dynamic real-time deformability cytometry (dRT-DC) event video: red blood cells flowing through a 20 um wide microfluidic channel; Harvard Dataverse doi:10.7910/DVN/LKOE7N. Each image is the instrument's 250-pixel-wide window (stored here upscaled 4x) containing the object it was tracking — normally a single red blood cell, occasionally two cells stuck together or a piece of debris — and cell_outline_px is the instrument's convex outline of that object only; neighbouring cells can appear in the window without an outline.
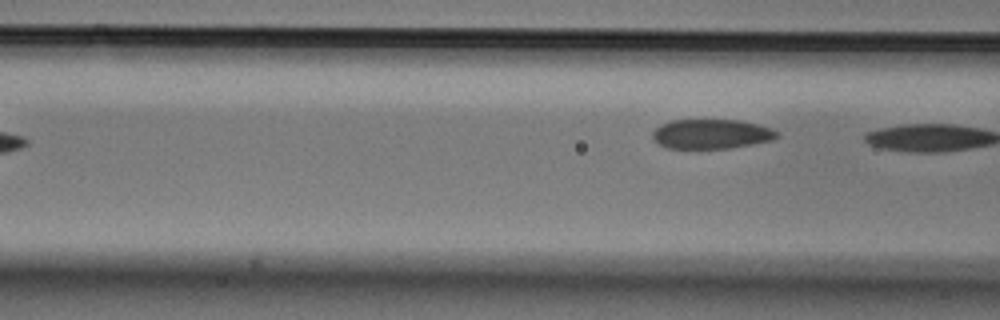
{"species": "Egyptian fruit bat (a non-hibernating species)", "species_latin": "Rousettus aegyptiacus", "temperature_condition": "cold", "stored_images_in_passage": 5, "segment_of_instrument_passage": [2, 2], "camera_frame_rate_fps": 3000, "um_per_image_px": 0.085, "animal": {"sex": "male"}, "frame": {"image": 1, "passage_image": 5, "time_ms": 1.333, "image_size_px": [1000, 320], "cell_outline_px": [[780, 136], [772, 140], [752, 144], [728, 148], [664, 148], [652, 140], [652, 132], [660, 124], [672, 120], [740, 120], [772, 128], [780, 132]], "centroid_in_image_um": [60.45, 11.39], "position_along_channel_um": 106.1, "area_um2": 21.62}}